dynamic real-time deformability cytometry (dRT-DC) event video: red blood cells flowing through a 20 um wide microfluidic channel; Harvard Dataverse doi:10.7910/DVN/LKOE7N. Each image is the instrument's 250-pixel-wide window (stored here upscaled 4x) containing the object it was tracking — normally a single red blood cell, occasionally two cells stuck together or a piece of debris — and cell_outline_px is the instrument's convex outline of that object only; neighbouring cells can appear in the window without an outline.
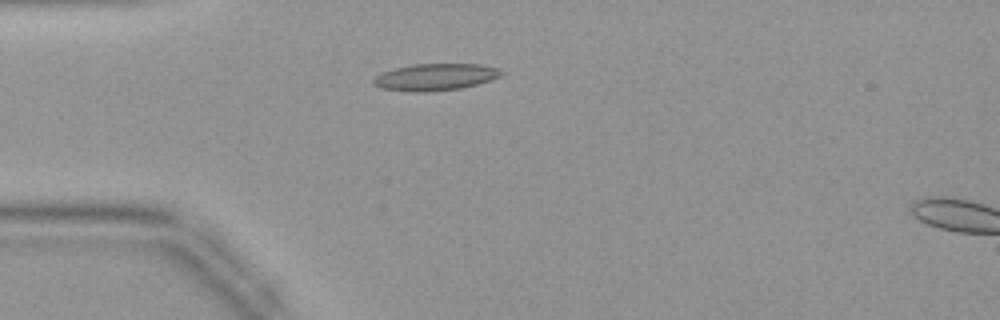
{"species": "common noctule bat (a hibernating species)", "species_latin": "Nyctalus noctula", "temperature_condition": "warm", "stored_images_in_passage": 44, "camera_frame_rate_fps": 3000, "um_per_image_px": 0.085, "animal": {"sex": "female", "body_mass_g": 19.9}, "frame": {"image": 1, "passage_image": 12, "time_ms": 3.667, "image_size_px": [1000, 320], "cell_outline_px": [[504, 72], [500, 76], [476, 84], [460, 88], [424, 92], [408, 92], [380, 88], [372, 84], [372, 80], [380, 72], [412, 64], [480, 64], [496, 68]], "centroid_in_image_um": [36.92, 6.55], "position_along_channel_um": 48.1, "area_um2": 19.94}}
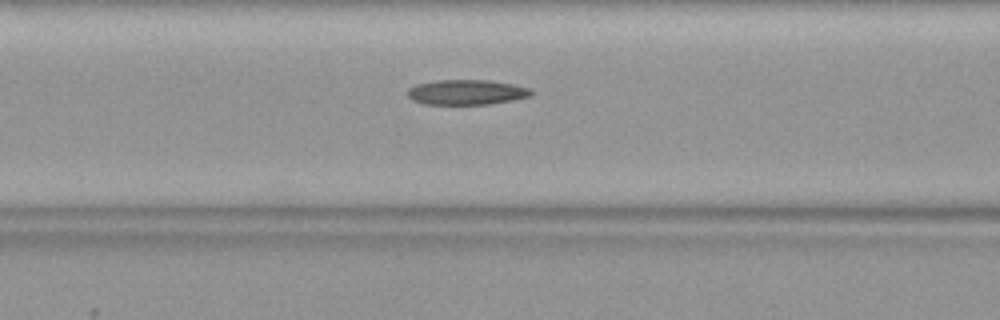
{"frame": {"image": 2, "passage_image": 18, "time_ms": 5.667, "image_size_px": [1000, 320], "cell_outline_px": [[532, 96], [492, 104], [424, 104], [412, 100], [408, 96], [408, 88], [416, 84], [436, 80], [488, 80], [512, 84], [528, 88], [532, 92]], "centroid_in_image_um": [39.63, 7.84], "position_along_channel_um": 127.0, "area_um2": 18.03}}
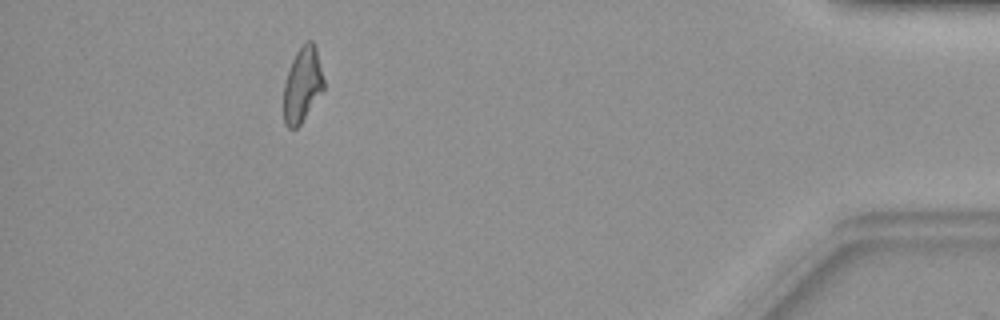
{"frame": {"image": 3, "passage_image": 40, "time_ms": 13.0, "image_size_px": [1000, 320], "cell_outline_px": [[324, 88], [300, 124], [296, 128], [288, 128], [284, 124], [284, 84], [292, 60], [296, 52], [308, 40], [312, 40], [316, 44], [324, 80]], "centroid_in_image_um": [25.71, 7.18], "position_along_channel_um": 409.5, "area_um2": 17.34}}